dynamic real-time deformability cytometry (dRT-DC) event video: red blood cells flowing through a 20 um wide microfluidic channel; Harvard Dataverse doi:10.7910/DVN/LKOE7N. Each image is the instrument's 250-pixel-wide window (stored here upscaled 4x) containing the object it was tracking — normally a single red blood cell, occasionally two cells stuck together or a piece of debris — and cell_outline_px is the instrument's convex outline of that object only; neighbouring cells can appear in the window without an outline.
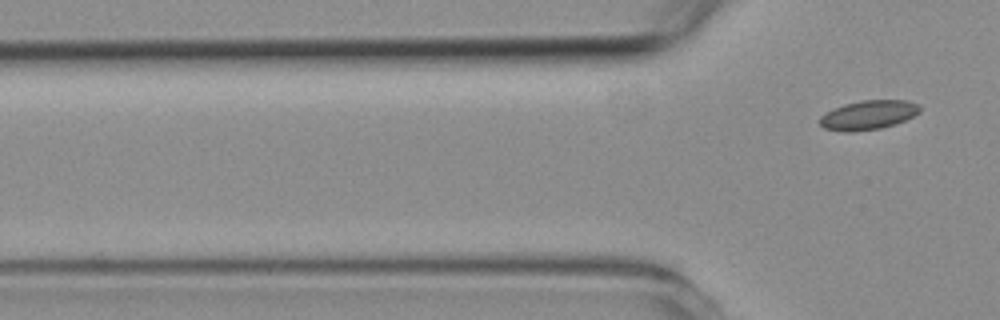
{"species": "common noctule bat (a hibernating species)", "species_latin": "Nyctalus noctula", "temperature_condition": "room temperature", "stored_images_in_passage": 5, "segment_of_instrument_passage": [2, 2], "camera_frame_rate_fps": 3000, "um_per_image_px": 0.085, "animal": {"sex": "female", "body_mass_g": 19.3, "forearm_length_mm": 54.1}, "frame": {"image": 1, "passage_image": 5, "time_ms": 4.667, "image_size_px": [1000, 320], "cell_outline_px": [[920, 112], [896, 124], [880, 128], [848, 132], [824, 128], [820, 124], [820, 116], [844, 104], [860, 100], [904, 100], [916, 104], [920, 108]], "centroid_in_image_um": [73.81, 9.77], "position_along_channel_um": 52.0, "area_um2": 16.7}}